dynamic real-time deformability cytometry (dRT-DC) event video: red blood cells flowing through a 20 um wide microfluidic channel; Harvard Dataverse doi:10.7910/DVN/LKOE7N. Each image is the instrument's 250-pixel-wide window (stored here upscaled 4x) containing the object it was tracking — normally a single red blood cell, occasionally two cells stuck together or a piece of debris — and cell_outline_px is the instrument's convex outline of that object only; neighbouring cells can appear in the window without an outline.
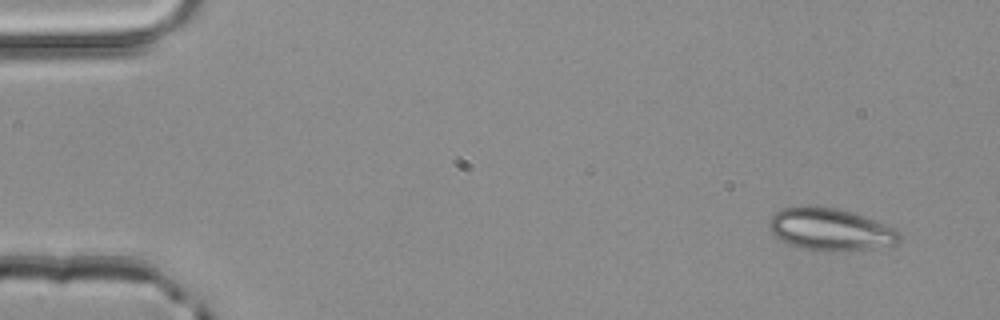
{"species": "common noctule bat (a hibernating species)", "species_latin": "Nyctalus noctula", "temperature_condition": "room temperature", "stored_images_in_passage": 4, "camera_frame_rate_fps": 3000, "um_per_image_px": 0.085, "animal": {"sex": "male", "body_mass_g": 20.4}, "frame": {"image": 1, "passage_image": 1, "time_ms": 0.0, "image_size_px": [1000, 320], "cell_outline_px": [[904, 240], [896, 244], [872, 248], [804, 248], [788, 244], [780, 240], [772, 232], [768, 224], [772, 216], [776, 212], [784, 208], [808, 204], [836, 208], [852, 212], [896, 228], [900, 232]], "centroid_in_image_um": [70.6, 19.44], "position_along_channel_um": 14.4, "area_um2": 31.39}}